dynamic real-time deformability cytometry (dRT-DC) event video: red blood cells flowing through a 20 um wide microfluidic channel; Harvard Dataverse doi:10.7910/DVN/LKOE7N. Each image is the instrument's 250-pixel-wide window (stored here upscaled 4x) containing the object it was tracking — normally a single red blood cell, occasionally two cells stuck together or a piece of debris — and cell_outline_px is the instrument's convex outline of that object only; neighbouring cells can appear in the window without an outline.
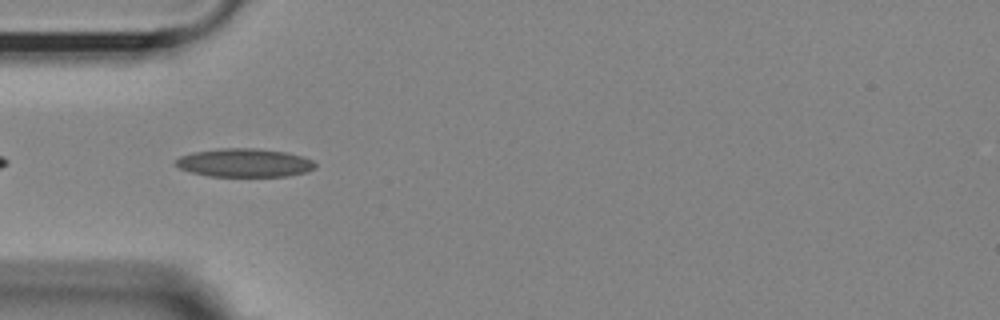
{"species": "Egyptian fruit bat (a non-hibernating species)", "species_latin": "Rousettus aegyptiacus", "temperature_condition": "room temperature", "stored_images_in_passage": 5, "camera_frame_rate_fps": 3000, "um_per_image_px": 0.085, "animal": {"sex": "female"}, "frame": {"image": 1, "passage_image": 3, "time_ms": 0.667, "image_size_px": [1000, 320], "cell_outline_px": [[316, 168], [308, 172], [288, 176], [208, 176], [192, 172], [180, 168], [176, 164], [176, 160], [180, 156], [192, 152], [220, 148], [256, 148], [288, 152], [312, 160], [316, 164]], "centroid_in_image_um": [20.81, 13.83], "position_along_channel_um": 64.2, "area_um2": 23.18}}